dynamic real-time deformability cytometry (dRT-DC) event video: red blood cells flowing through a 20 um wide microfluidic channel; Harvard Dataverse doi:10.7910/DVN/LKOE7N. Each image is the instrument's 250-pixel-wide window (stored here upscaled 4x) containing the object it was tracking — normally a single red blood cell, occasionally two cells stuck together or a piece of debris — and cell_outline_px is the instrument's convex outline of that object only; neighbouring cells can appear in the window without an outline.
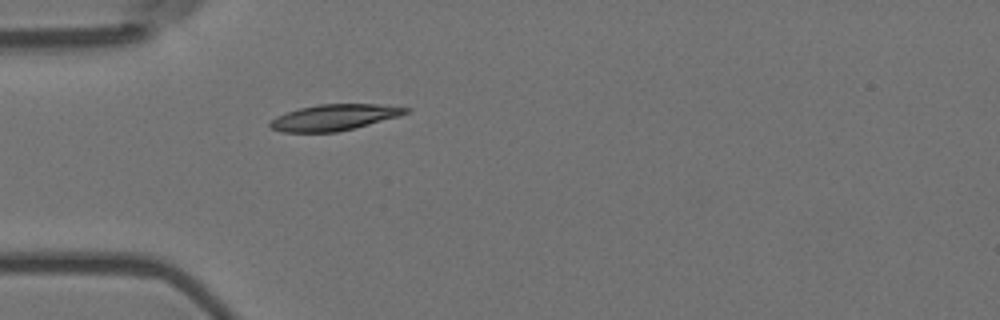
{"species": "Egyptian fruit bat (a non-hibernating species)", "species_latin": "Rousettus aegyptiacus", "temperature_condition": "room temperature", "stored_images_in_passage": 5, "camera_frame_rate_fps": 3000, "um_per_image_px": 0.085, "animal": {"sex": "female"}, "frame": {"image": 1, "passage_image": 1, "time_ms": 0.0, "image_size_px": [1000, 320], "cell_outline_px": [[412, 108], [408, 112], [400, 116], [336, 132], [280, 132], [272, 128], [268, 124], [276, 116], [300, 108], [320, 104], [380, 104]], "centroid_in_image_um": [28.42, 9.97], "position_along_channel_um": 56.6, "area_um2": 20.4}}